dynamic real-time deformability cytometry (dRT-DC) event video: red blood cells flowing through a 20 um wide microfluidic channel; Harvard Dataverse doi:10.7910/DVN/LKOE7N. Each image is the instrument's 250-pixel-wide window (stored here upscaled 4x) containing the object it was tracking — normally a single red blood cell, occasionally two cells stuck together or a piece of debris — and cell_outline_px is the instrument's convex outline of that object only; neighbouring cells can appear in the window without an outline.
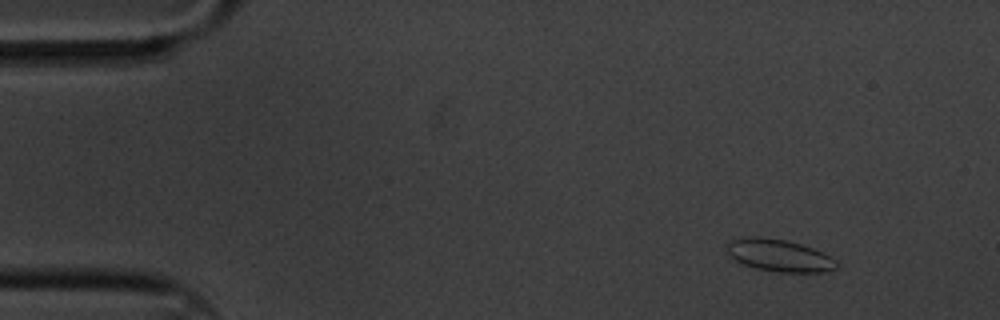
{"species": "common noctule bat (a hibernating species)", "species_latin": "Nyctalus noctula", "temperature_condition": "cold", "stored_images_in_passage": 10, "camera_frame_rate_fps": 3000, "um_per_image_px": 0.085, "animal": {"sex": "male", "body_mass_g": 20.1, "forearm_length_mm": 53.5}, "frame": {"image": 1, "passage_image": 2, "time_ms": 0.333, "image_size_px": [1000, 320], "cell_outline_px": [[840, 268], [824, 272], [780, 272], [756, 268], [744, 264], [736, 260], [728, 252], [728, 244], [732, 240], [748, 236], [756, 236], [784, 240], [800, 244], [812, 248], [836, 260], [840, 264]], "centroid_in_image_um": [66.29, 21.72], "position_along_channel_um": 18.7, "area_um2": 20.29}}
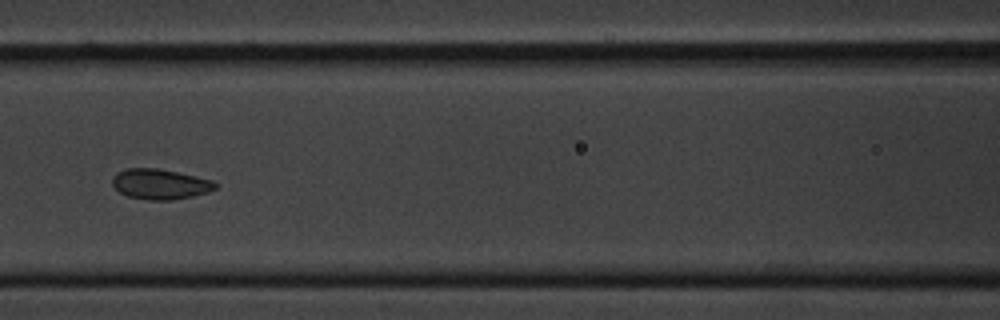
{"frame": {"image": 2, "passage_image": 7, "time_ms": 2.0, "image_size_px": [1000, 320], "cell_outline_px": [[216, 188], [208, 192], [192, 196], [172, 200], [148, 200], [128, 196], [120, 192], [112, 184], [112, 176], [116, 172], [128, 168], [160, 168], [196, 176], [212, 180], [216, 184]], "centroid_in_image_um": [13.59, 15.64], "position_along_channel_um": 153.0, "area_um2": 18.21}}
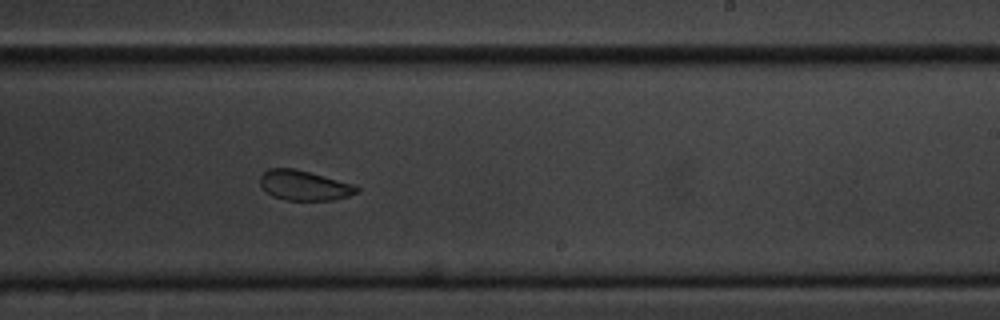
{"frame": {"image": 3, "passage_image": 10, "time_ms": 3.0, "image_size_px": [1000, 320], "cell_outline_px": [[360, 192], [348, 196], [332, 200], [284, 200], [272, 196], [260, 184], [260, 176], [268, 168], [292, 168], [308, 172], [352, 184], [360, 188]], "centroid_in_image_um": [25.85, 15.77], "position_along_channel_um": 263.2, "area_um2": 16.65}}